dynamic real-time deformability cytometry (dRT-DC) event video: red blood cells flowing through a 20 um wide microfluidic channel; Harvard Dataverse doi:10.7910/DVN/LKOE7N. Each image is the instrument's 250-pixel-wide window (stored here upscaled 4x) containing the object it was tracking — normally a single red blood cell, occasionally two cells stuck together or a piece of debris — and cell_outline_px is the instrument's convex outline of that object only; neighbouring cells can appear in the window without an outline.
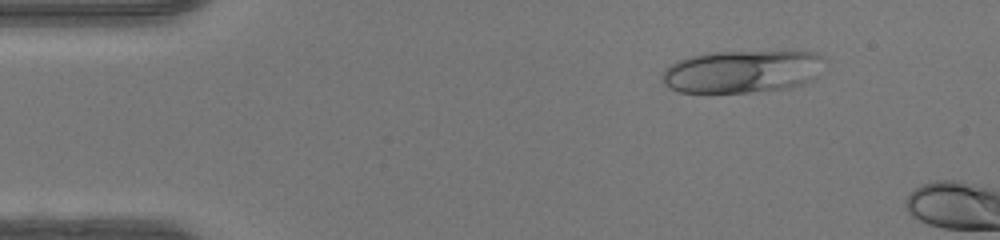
{"species": "human", "species_latin": "Homo sapiens", "temperature_condition": "warm", "stored_images_in_passage": 9, "camera_frame_rate_fps": 3000, "um_per_image_px": 0.085, "donor": {"sex": "female"}, "frame": {"image": 1, "passage_image": 6, "time_ms": 1.667, "image_size_px": [1000, 240], "cell_outline_px": [[824, 60], [812, 80], [804, 84], [784, 88], [748, 92], [680, 92], [668, 88], [664, 84], [664, 68], [688, 56], [712, 52], [816, 52], [824, 56]], "centroid_in_image_um": [63.06, 6.07], "position_along_channel_um": 21.9, "area_um2": 39.82}}